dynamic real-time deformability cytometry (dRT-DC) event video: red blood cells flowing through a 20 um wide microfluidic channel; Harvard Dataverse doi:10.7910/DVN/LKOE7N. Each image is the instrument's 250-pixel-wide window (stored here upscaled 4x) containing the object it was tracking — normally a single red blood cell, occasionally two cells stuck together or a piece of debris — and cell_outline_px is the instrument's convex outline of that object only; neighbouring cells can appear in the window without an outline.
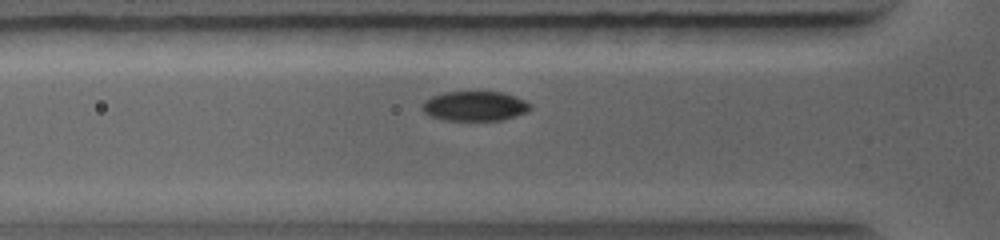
{"species": "common noctule bat (a hibernating species)", "species_latin": "Nyctalus noctula", "temperature_condition": "warm", "stored_images_in_passage": 24, "camera_frame_rate_fps": 5000, "um_per_image_px": 0.085, "animal": {"sex": "female", "body_mass_g": 19.0, "forearm_length_mm": 56.7}, "frame": {"image": 1, "passage_image": 7, "time_ms": 2.6, "image_size_px": [1000, 240], "cell_outline_px": [[532, 108], [528, 112], [504, 120], [444, 120], [432, 116], [424, 112], [424, 100], [432, 96], [444, 92], [504, 92], [524, 100], [532, 104]], "centroid_in_image_um": [40.42, 9.02], "position_along_channel_um": 85.4, "area_um2": 18.67}}
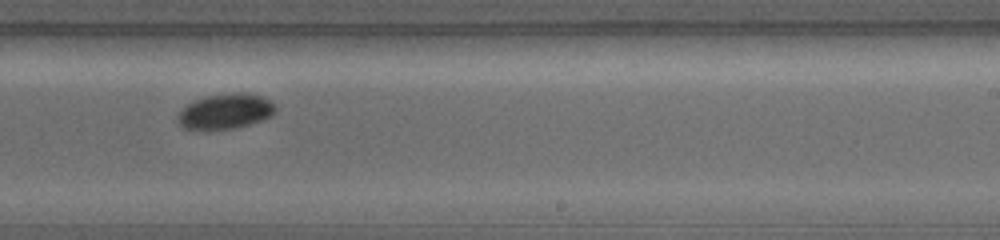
{"frame": {"image": 2, "passage_image": 15, "time_ms": 6.2, "image_size_px": [1000, 240], "cell_outline_px": [[276, 112], [272, 116], [264, 120], [236, 128], [208, 132], [204, 132], [184, 128], [176, 120], [176, 116], [188, 104], [196, 100], [208, 96], [244, 92], [248, 92], [260, 96], [276, 104]], "centroid_in_image_um": [19.17, 9.52], "position_along_channel_um": 269.8, "area_um2": 20.52}}
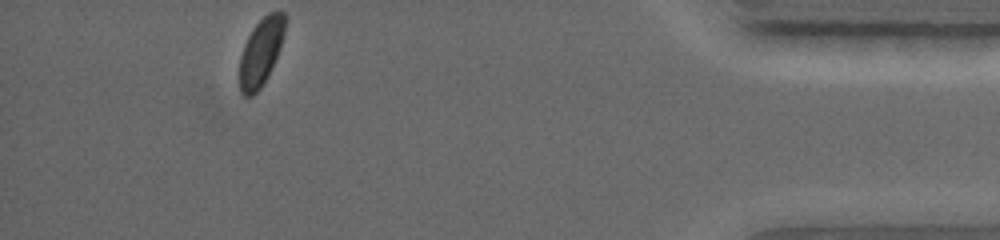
{"frame": {"image": 3, "passage_image": 24, "time_ms": 10.2, "image_size_px": [1000, 240], "cell_outline_px": [[288, 20], [280, 48], [272, 68], [268, 76], [260, 88], [252, 96], [244, 96], [240, 92], [240, 56], [244, 44], [252, 28], [268, 12], [284, 12], [288, 16]], "centroid_in_image_um": [22.21, 4.38], "position_along_channel_um": 413.0, "area_um2": 18.09}}